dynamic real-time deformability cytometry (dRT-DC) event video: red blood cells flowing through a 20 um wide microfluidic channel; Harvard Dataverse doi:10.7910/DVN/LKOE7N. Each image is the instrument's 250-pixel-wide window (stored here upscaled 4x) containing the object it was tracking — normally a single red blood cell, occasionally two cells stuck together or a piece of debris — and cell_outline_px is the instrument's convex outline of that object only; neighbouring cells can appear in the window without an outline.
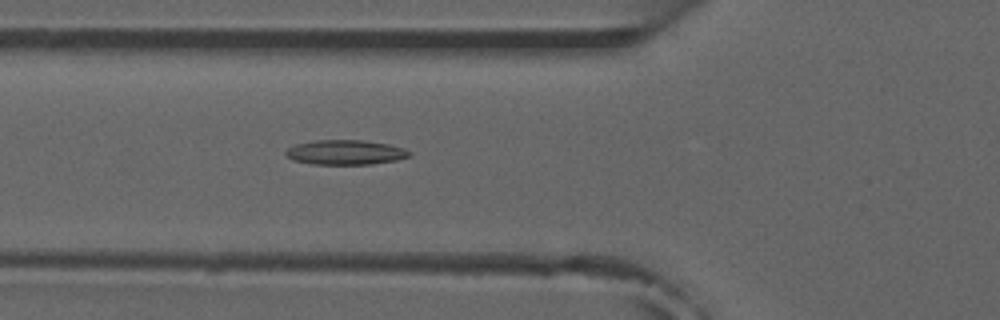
{"species": "common noctule bat (a hibernating species)", "species_latin": "Nyctalus noctula", "temperature_condition": "room temperature", "stored_images_in_passage": 6, "camera_frame_rate_fps": 3000, "um_per_image_px": 0.085, "animal": {"sex": "male", "forearm_length_mm": 52.5}, "frame": {"image": 1, "passage_image": 6, "time_ms": 5.667, "image_size_px": [1000, 320], "cell_outline_px": [[412, 152], [408, 156], [396, 160], [372, 164], [312, 164], [292, 160], [284, 156], [284, 152], [288, 148], [296, 144], [312, 140], [360, 140], [388, 144], [404, 148]], "centroid_in_image_um": [29.3, 12.95], "position_along_channel_um": 96.5, "area_um2": 17.86}}